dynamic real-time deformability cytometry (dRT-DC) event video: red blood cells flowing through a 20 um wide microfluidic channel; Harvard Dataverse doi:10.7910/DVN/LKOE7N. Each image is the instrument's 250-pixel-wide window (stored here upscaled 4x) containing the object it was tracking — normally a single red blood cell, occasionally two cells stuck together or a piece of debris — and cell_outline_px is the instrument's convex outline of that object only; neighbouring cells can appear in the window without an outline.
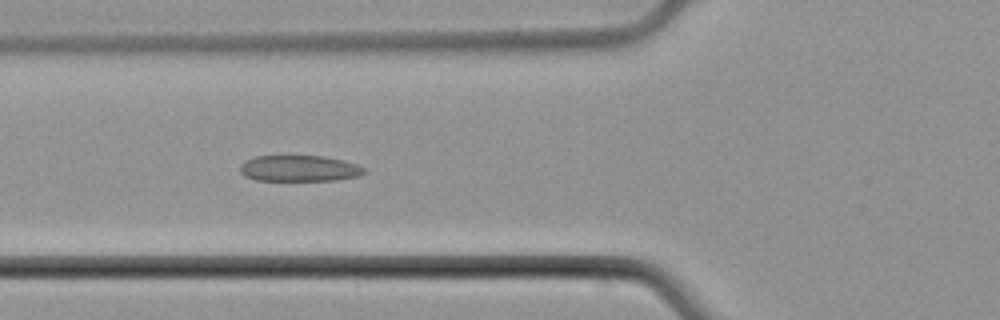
{"species": "common noctule bat (a hibernating species)", "species_latin": "Nyctalus noctula", "temperature_condition": "cold", "stored_images_in_passage": 6, "camera_frame_rate_fps": 3000, "um_per_image_px": 0.085, "animal": {"sex": "male", "body_mass_g": 21.5, "forearm_length_mm": 52.0}, "frame": {"image": 1, "passage_image": 3, "time_ms": 3.333, "image_size_px": [1000, 320], "cell_outline_px": [[368, 172], [360, 176], [336, 180], [256, 180], [244, 176], [240, 172], [240, 164], [244, 160], [256, 156], [324, 156], [356, 164], [364, 168]], "centroid_in_image_um": [25.42, 14.32], "position_along_channel_um": 100.4, "area_um2": 18.9}}
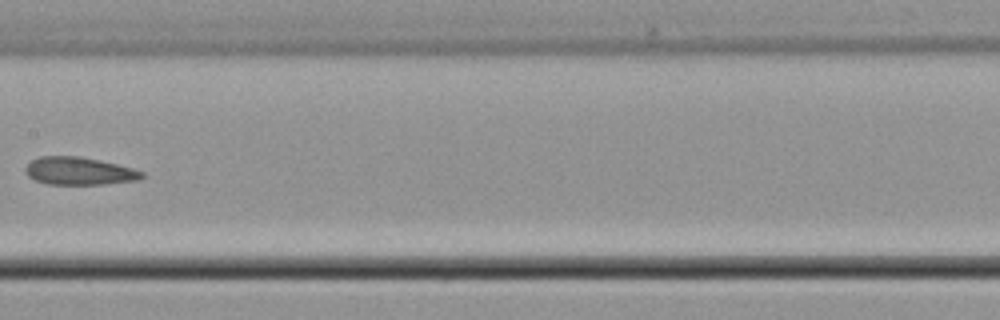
{"frame": {"image": 2, "passage_image": 5, "time_ms": 6.0, "image_size_px": [1000, 320], "cell_outline_px": [[144, 176], [140, 180], [104, 184], [48, 184], [36, 180], [28, 176], [24, 168], [32, 160], [40, 156], [80, 156], [116, 164], [132, 168], [144, 172]], "centroid_in_image_um": [6.74, 14.54], "position_along_channel_um": 200.7, "area_um2": 18.73}}
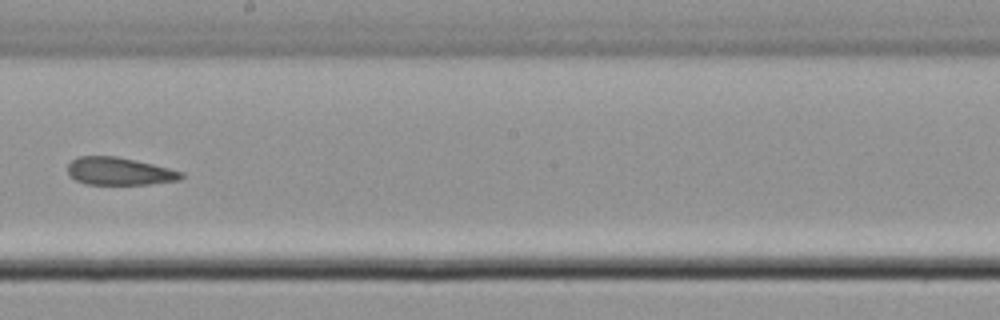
{"frame": {"image": 3, "passage_image": 6, "time_ms": 7.0, "image_size_px": [1000, 320], "cell_outline_px": [[184, 176], [180, 180], [148, 184], [84, 184], [76, 180], [68, 172], [68, 164], [72, 160], [80, 156], [116, 156], [152, 164], [184, 172]], "centroid_in_image_um": [10.15, 14.56], "position_along_channel_um": 238.0, "area_um2": 18.15}}